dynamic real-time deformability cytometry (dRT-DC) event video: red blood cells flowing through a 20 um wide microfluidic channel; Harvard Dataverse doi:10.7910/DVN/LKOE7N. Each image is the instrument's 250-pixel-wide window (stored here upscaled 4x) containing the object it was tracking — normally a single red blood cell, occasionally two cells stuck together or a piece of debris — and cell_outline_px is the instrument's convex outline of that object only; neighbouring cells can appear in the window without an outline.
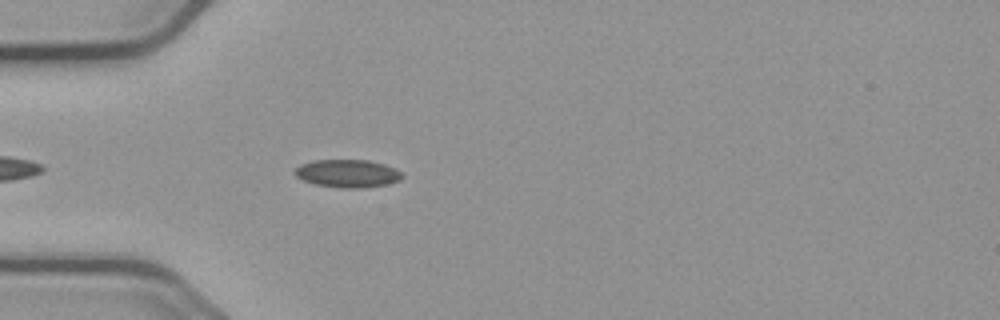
{"species": "common noctule bat (a hibernating species)", "species_latin": "Nyctalus noctula", "temperature_condition": "cold", "stored_images_in_passage": 20, "camera_frame_rate_fps": 3000, "um_per_image_px": 0.085, "animal": {"sex": "male", "body_mass_g": 23.1, "forearm_length_mm": 52.7}, "frame": {"image": 1, "passage_image": 5, "time_ms": 1.333, "image_size_px": [1000, 320], "cell_outline_px": [[404, 176], [400, 180], [384, 184], [360, 188], [340, 188], [316, 184], [304, 180], [296, 176], [292, 172], [300, 164], [312, 160], [368, 160], [384, 164], [396, 168]], "centroid_in_image_um": [29.52, 14.73], "position_along_channel_um": 55.5, "area_um2": 17.4}}
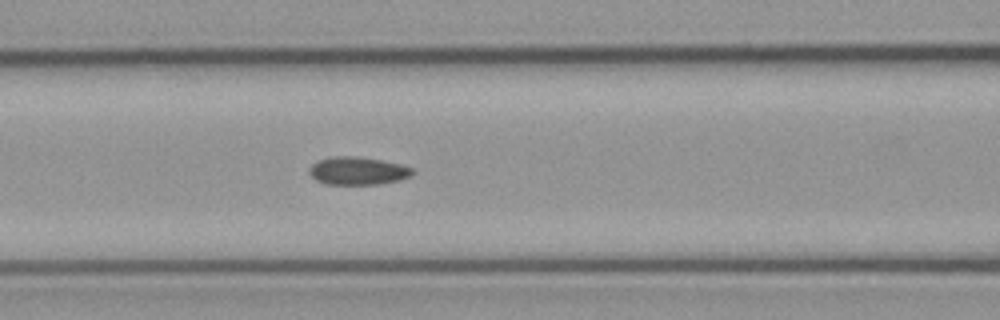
{"frame": {"image": 2, "passage_image": 12, "time_ms": 3.667, "image_size_px": [1000, 320], "cell_outline_px": [[416, 172], [412, 176], [400, 180], [380, 184], [324, 184], [316, 180], [308, 172], [308, 168], [316, 160], [332, 156], [356, 156], [380, 160], [400, 164], [412, 168]], "centroid_in_image_um": [30.4, 14.52], "position_along_channel_um": 136.2, "area_um2": 16.99}}
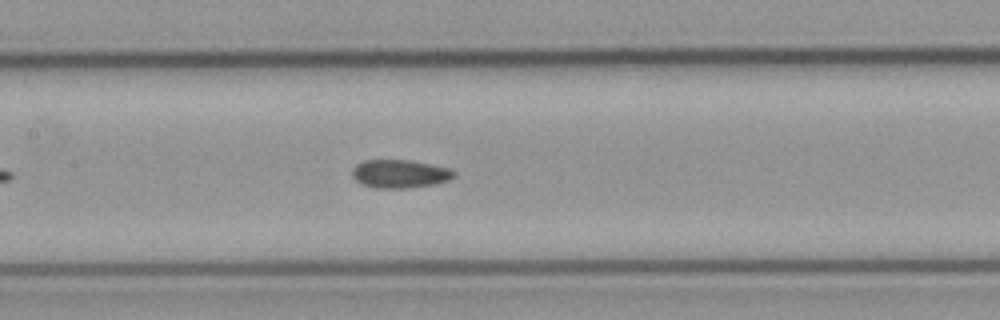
{"frame": {"image": 3, "passage_image": 15, "time_ms": 4.667, "image_size_px": [1000, 320], "cell_outline_px": [[456, 176], [448, 180], [436, 184], [412, 188], [376, 188], [360, 184], [352, 176], [352, 168], [356, 164], [364, 160], [408, 160], [448, 168], [456, 172]], "centroid_in_image_um": [33.97, 14.78], "position_along_channel_um": 173.4, "area_um2": 16.88}}